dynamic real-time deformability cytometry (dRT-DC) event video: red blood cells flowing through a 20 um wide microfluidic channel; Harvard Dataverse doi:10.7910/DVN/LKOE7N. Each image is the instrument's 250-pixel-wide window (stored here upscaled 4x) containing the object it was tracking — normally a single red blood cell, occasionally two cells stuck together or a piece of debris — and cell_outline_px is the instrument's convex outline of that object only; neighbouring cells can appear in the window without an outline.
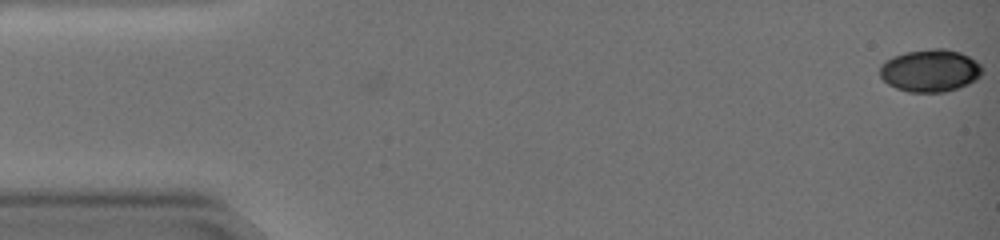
{"species": "common noctule bat (a hibernating species)", "species_latin": "Nyctalus noctula", "temperature_condition": "warm", "stored_images_in_passage": 31, "camera_frame_rate_fps": 3000, "um_per_image_px": 0.085, "animal": {"sex": "female", "body_mass_g": 19.0, "forearm_length_mm": 51.5}, "frame": {"image": 1, "passage_image": 1, "time_ms": 0.0, "image_size_px": [1000, 240], "cell_outline_px": [[984, 72], [976, 80], [968, 84], [944, 92], [908, 92], [896, 88], [888, 84], [880, 76], [880, 64], [884, 60], [892, 56], [904, 52], [932, 48], [944, 48], [960, 52], [976, 60], [984, 68]], "centroid_in_image_um": [79.06, 5.99], "position_along_channel_um": 5.9, "area_um2": 25.66}}
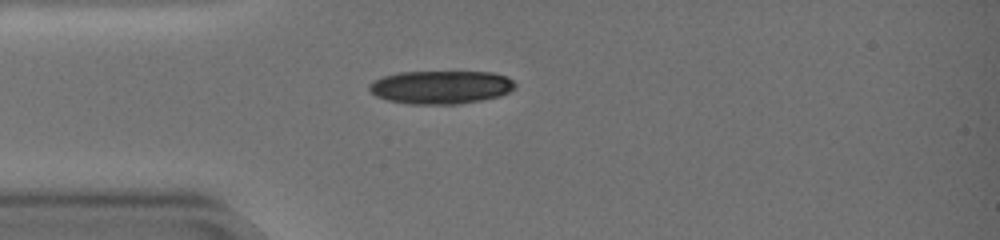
{"frame": {"image": 2, "passage_image": 16, "time_ms": 5.0, "image_size_px": [1000, 240], "cell_outline_px": [[516, 88], [500, 96], [484, 100], [460, 104], [408, 104], [388, 100], [376, 96], [368, 88], [368, 84], [384, 76], [400, 72], [492, 72], [508, 76], [516, 84]], "centroid_in_image_um": [37.52, 7.41], "position_along_channel_um": 47.5, "area_um2": 28.44}}